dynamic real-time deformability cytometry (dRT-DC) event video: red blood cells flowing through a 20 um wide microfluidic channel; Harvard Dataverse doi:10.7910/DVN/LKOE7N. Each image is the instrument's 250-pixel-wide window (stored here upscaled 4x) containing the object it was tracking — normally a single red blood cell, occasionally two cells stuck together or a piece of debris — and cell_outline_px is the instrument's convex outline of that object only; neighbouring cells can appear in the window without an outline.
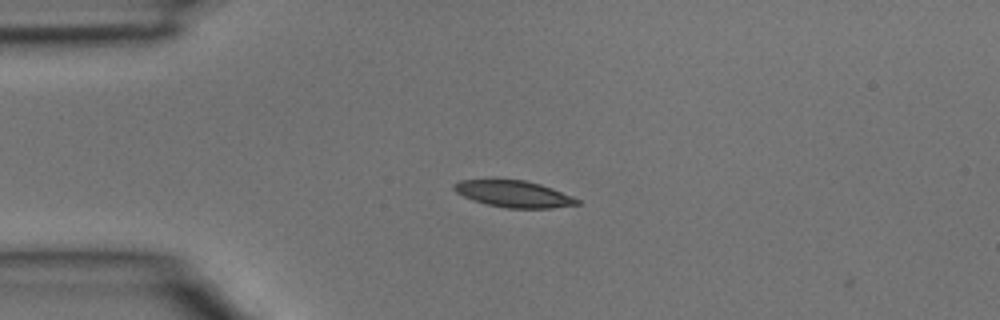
{"species": "common noctule bat (a hibernating species)", "species_latin": "Nyctalus noctula", "temperature_condition": "room temperature", "stored_images_in_passage": 1, "camera_frame_rate_fps": 3000, "um_per_image_px": 0.085, "animal": {"sex": "male", "body_mass_g": 15.6}, "frame": {"image": 1, "passage_image": 1, "time_ms": 0.0, "image_size_px": [1000, 320], "cell_outline_px": [[580, 204], [552, 208], [508, 208], [488, 204], [472, 200], [456, 192], [452, 188], [452, 184], [460, 180], [524, 180], [540, 184], [552, 188], [572, 196], [580, 200]], "centroid_in_image_um": [43.67, 16.49], "position_along_channel_um": 41.3, "area_um2": 18.96}}